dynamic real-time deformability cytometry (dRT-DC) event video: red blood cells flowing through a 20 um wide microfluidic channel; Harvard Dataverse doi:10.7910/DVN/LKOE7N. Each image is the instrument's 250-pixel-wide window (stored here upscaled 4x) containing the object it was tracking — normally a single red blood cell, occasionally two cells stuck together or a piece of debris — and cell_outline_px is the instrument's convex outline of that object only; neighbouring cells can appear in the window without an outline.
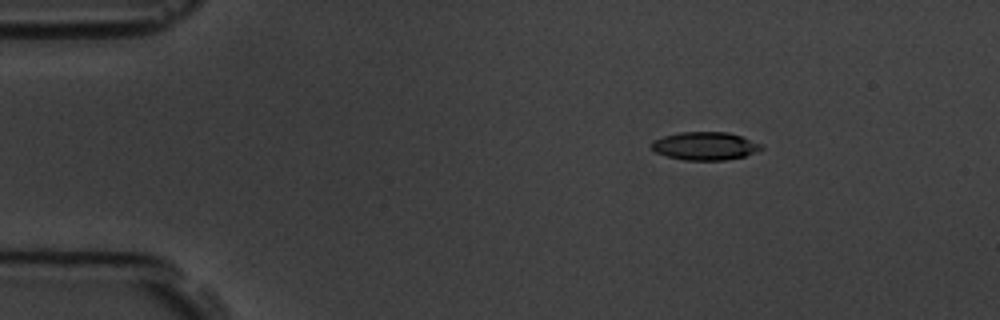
{"species": "common noctule bat (a hibernating species)", "species_latin": "Nyctalus noctula", "temperature_condition": "room temperature", "stored_images_in_passage": 3, "camera_frame_rate_fps": 3000, "um_per_image_px": 0.085, "animal": {"sex": "male", "body_mass_g": 19.5, "forearm_length_mm": 54.6}, "frame": {"image": 1, "passage_image": 1, "time_ms": 0.0, "image_size_px": [1000, 320], "cell_outline_px": [[764, 148], [756, 152], [744, 156], [724, 160], [684, 160], [668, 156], [656, 152], [652, 148], [652, 140], [664, 136], [680, 132], [728, 132], [764, 144]], "centroid_in_image_um": [59.96, 12.4], "position_along_channel_um": 25.0, "area_um2": 17.92}}
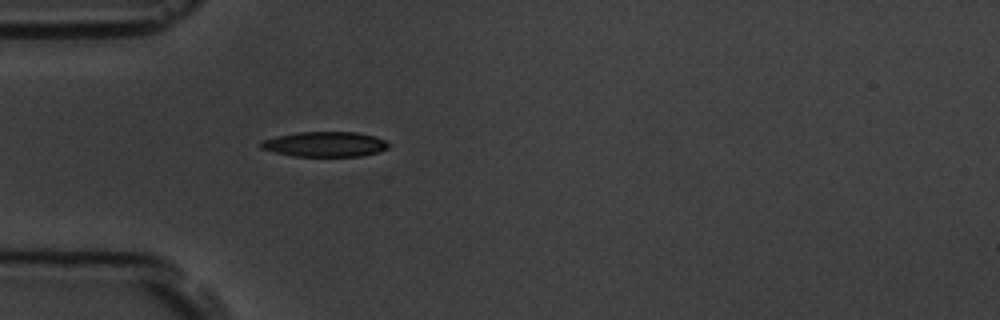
{"frame": {"image": 2, "passage_image": 3, "time_ms": 2.667, "image_size_px": [1000, 320], "cell_outline_px": [[388, 148], [380, 152], [360, 156], [292, 156], [260, 148], [260, 144], [264, 140], [276, 136], [296, 132], [356, 132], [376, 136], [384, 140], [388, 144]], "centroid_in_image_um": [27.64, 12.25], "position_along_channel_um": 57.4, "area_um2": 18.61}}